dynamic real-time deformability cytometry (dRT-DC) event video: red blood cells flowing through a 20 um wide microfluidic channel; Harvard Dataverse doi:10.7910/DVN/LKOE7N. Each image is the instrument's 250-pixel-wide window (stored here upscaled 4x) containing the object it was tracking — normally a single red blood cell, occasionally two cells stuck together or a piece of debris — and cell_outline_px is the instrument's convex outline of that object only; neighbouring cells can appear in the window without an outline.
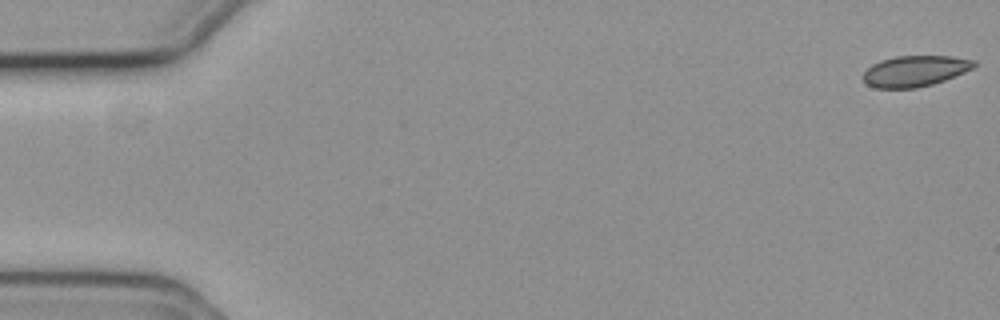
{"species": "common noctule bat (a hibernating species)", "species_latin": "Nyctalus noctula", "temperature_condition": "cold", "stored_images_in_passage": 56, "camera_frame_rate_fps": 3000, "um_per_image_px": 0.085, "animal": {"sex": "female", "body_mass_g": 19.3, "forearm_length_mm": 54.1}, "frame": {"image": 1, "passage_image": 1, "time_ms": 0.0, "image_size_px": [1000, 320], "cell_outline_px": [[976, 64], [972, 68], [964, 72], [944, 80], [932, 84], [916, 88], [876, 88], [868, 84], [864, 80], [864, 72], [872, 64], [880, 60], [896, 56], [952, 56], [976, 60]], "centroid_in_image_um": [77.78, 6.03], "position_along_channel_um": 7.2, "area_um2": 19.83}}
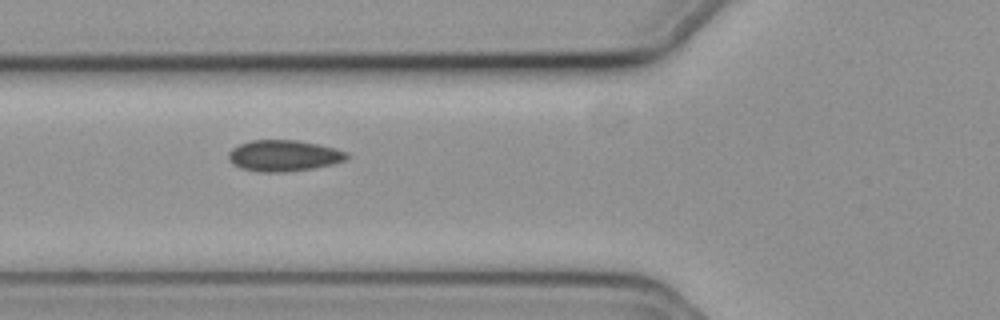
{"frame": {"image": 2, "passage_image": 21, "time_ms": 6.667, "image_size_px": [1000, 320], "cell_outline_px": [[348, 160], [332, 164], [312, 168], [284, 172], [260, 172], [240, 168], [232, 164], [228, 160], [228, 152], [232, 148], [240, 144], [252, 140], [296, 140], [336, 148], [348, 152]], "centroid_in_image_um": [24.11, 13.23], "position_along_channel_um": 101.7, "area_um2": 21.56}}
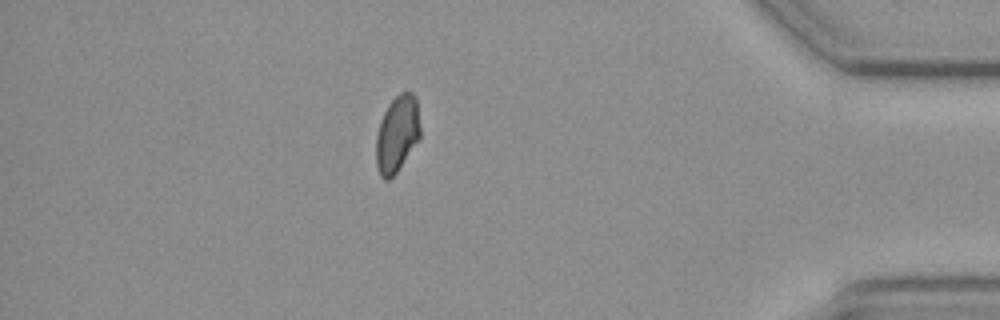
{"frame": {"image": 3, "passage_image": 49, "time_ms": 16.0, "image_size_px": [1000, 320], "cell_outline_px": [[420, 140], [396, 172], [388, 180], [384, 180], [380, 176], [376, 164], [376, 136], [380, 120], [388, 104], [400, 92], [412, 92], [416, 96], [420, 124]], "centroid_in_image_um": [33.76, 11.38], "position_along_channel_um": 401.4, "area_um2": 19.94}}